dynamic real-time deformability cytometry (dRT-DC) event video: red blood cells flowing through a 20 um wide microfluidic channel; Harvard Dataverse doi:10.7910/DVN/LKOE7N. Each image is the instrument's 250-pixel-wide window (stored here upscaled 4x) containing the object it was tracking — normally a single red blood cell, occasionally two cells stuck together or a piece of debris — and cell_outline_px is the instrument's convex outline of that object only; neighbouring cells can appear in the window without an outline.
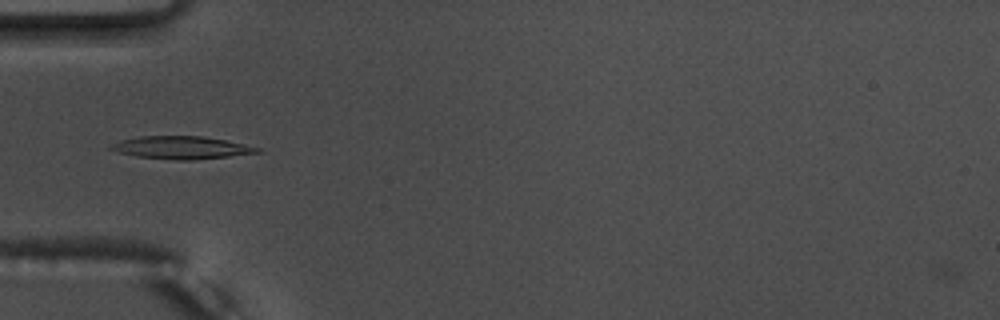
{"species": "common noctule bat (a hibernating species)", "species_latin": "Nyctalus noctula", "temperature_condition": "warm", "stored_images_in_passage": 37, "camera_frame_rate_fps": 3000, "um_per_image_px": 0.085, "animal": {"sex": "male", "body_mass_g": 17.5, "forearm_length_mm": 52.3}, "frame": {"image": 1, "passage_image": 1, "time_ms": 0.0, "image_size_px": [1000, 320], "cell_outline_px": [[260, 152], [228, 156], [192, 160], [176, 160], [136, 156], [120, 152], [108, 148], [112, 144], [120, 140], [140, 136], [204, 136], [244, 144], [260, 148]], "centroid_in_image_um": [15.4, 12.54], "position_along_channel_um": 69.6, "area_um2": 19.07}}
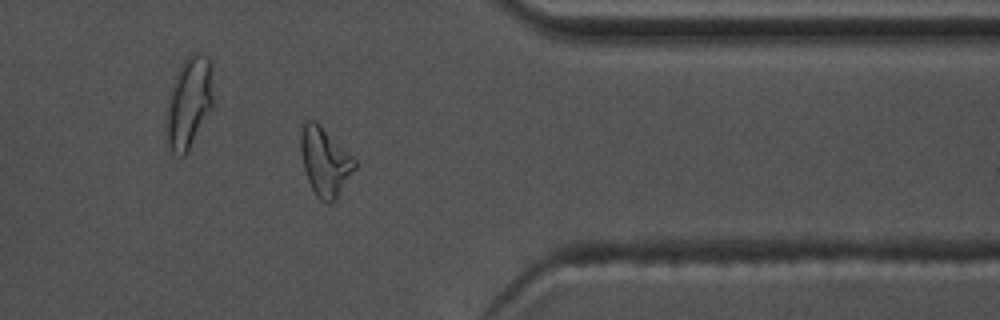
{"frame": {"image": 2, "passage_image": 27, "time_ms": 8.667, "image_size_px": [1000, 320], "cell_outline_px": [[356, 168], [336, 200], [332, 204], [324, 204], [316, 196], [308, 180], [304, 168], [300, 152], [300, 132], [304, 120], [316, 120], [356, 160]], "centroid_in_image_um": [27.61, 13.75], "position_along_channel_um": 383.8, "area_um2": 21.79}}
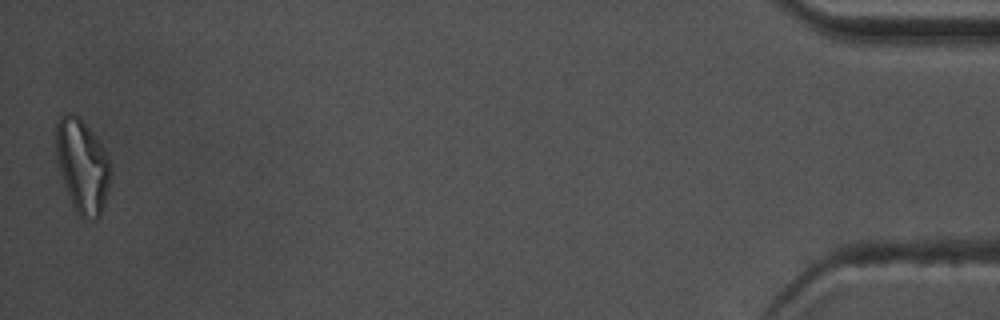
{"frame": {"image": 3, "passage_image": 37, "time_ms": 12.0, "image_size_px": [1000, 320], "cell_outline_px": [[112, 172], [104, 204], [100, 216], [96, 220], [92, 220], [80, 216], [76, 212], [72, 204], [64, 184], [56, 152], [56, 120], [64, 112], [76, 112], [80, 116], [96, 136], [104, 148], [112, 168]], "centroid_in_image_um": [7.01, 14.04], "position_along_channel_um": 428.2, "area_um2": 30.0}, "authors_computed_cell_mechanics": {"area_um2": 18.8428, "velocity_mm_per_s": 3.7696, "shape_relaxation_time_tau1_ms": 6.6395, "shape_relaxation_time_tau2_ms": 3.5538, "deformation_change_tau1": 0.2489, "deformation_change_tau2": 0.1338}}